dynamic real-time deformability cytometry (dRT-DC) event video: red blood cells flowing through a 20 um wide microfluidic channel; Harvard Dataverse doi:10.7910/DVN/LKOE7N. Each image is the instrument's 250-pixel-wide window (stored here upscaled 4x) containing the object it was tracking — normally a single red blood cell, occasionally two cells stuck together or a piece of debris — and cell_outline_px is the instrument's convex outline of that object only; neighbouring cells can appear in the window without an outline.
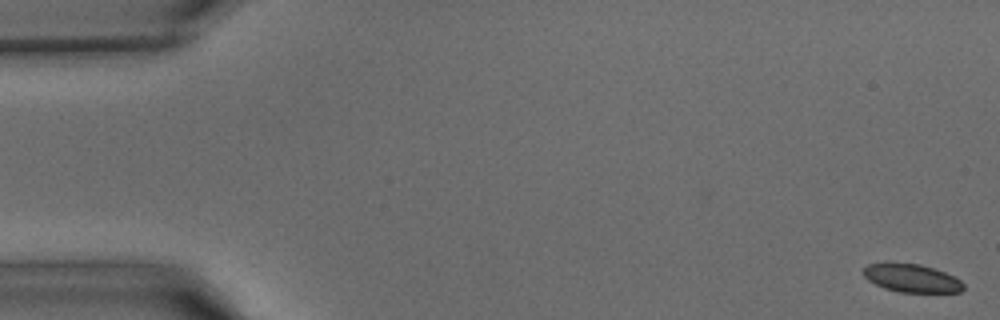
{"species": "common noctule bat (a hibernating species)", "species_latin": "Nyctalus noctula", "temperature_condition": "warm", "stored_images_in_passage": 2, "camera_frame_rate_fps": 3000, "um_per_image_px": 0.085, "animal": {"sex": "male", "body_mass_g": 15.6}, "frame": {"image": 1, "passage_image": 2, "time_ms": 0.333, "image_size_px": [1000, 320], "cell_outline_px": [[964, 288], [960, 292], [900, 292], [884, 288], [868, 280], [864, 276], [864, 268], [868, 264], [888, 260], [920, 264], [956, 276], [964, 284]], "centroid_in_image_um": [77.46, 23.6], "position_along_channel_um": 7.5, "area_um2": 16.82}}